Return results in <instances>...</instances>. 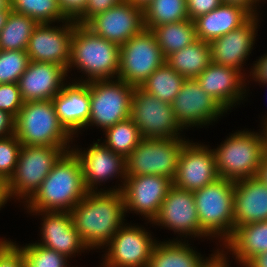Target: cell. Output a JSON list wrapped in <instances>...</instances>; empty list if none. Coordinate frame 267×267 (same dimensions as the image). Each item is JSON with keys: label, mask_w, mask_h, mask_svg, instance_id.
<instances>
[{"label": "cell", "mask_w": 267, "mask_h": 267, "mask_svg": "<svg viewBox=\"0 0 267 267\" xmlns=\"http://www.w3.org/2000/svg\"><path fill=\"white\" fill-rule=\"evenodd\" d=\"M234 186L235 181L219 177L193 191L203 239L218 240L220 248L234 233Z\"/></svg>", "instance_id": "5b68a950"}, {"label": "cell", "mask_w": 267, "mask_h": 267, "mask_svg": "<svg viewBox=\"0 0 267 267\" xmlns=\"http://www.w3.org/2000/svg\"><path fill=\"white\" fill-rule=\"evenodd\" d=\"M68 76L58 64L30 61L17 82L23 102L52 100L71 78Z\"/></svg>", "instance_id": "603a6c76"}, {"label": "cell", "mask_w": 267, "mask_h": 267, "mask_svg": "<svg viewBox=\"0 0 267 267\" xmlns=\"http://www.w3.org/2000/svg\"><path fill=\"white\" fill-rule=\"evenodd\" d=\"M172 186V180L160 175L127 176L121 189L126 214L152 222Z\"/></svg>", "instance_id": "2e32d148"}, {"label": "cell", "mask_w": 267, "mask_h": 267, "mask_svg": "<svg viewBox=\"0 0 267 267\" xmlns=\"http://www.w3.org/2000/svg\"><path fill=\"white\" fill-rule=\"evenodd\" d=\"M195 79L227 112L248 99L249 80L237 69L211 62Z\"/></svg>", "instance_id": "7402d4cb"}, {"label": "cell", "mask_w": 267, "mask_h": 267, "mask_svg": "<svg viewBox=\"0 0 267 267\" xmlns=\"http://www.w3.org/2000/svg\"><path fill=\"white\" fill-rule=\"evenodd\" d=\"M28 214L40 216V239L37 244L53 249L72 260V257L90 250L81 240L74 228L70 212L67 211H26ZM33 213V214H32ZM42 217V218H41ZM40 241V242H39ZM77 253V254H76ZM80 253V254H79Z\"/></svg>", "instance_id": "44dd1931"}, {"label": "cell", "mask_w": 267, "mask_h": 267, "mask_svg": "<svg viewBox=\"0 0 267 267\" xmlns=\"http://www.w3.org/2000/svg\"><path fill=\"white\" fill-rule=\"evenodd\" d=\"M12 10H3L0 11V32L3 29V27L5 26L7 19L10 15Z\"/></svg>", "instance_id": "816d5d0a"}, {"label": "cell", "mask_w": 267, "mask_h": 267, "mask_svg": "<svg viewBox=\"0 0 267 267\" xmlns=\"http://www.w3.org/2000/svg\"><path fill=\"white\" fill-rule=\"evenodd\" d=\"M23 253L26 267H70L69 258L36 242L18 245ZM68 262V263H67Z\"/></svg>", "instance_id": "d590c367"}, {"label": "cell", "mask_w": 267, "mask_h": 267, "mask_svg": "<svg viewBox=\"0 0 267 267\" xmlns=\"http://www.w3.org/2000/svg\"><path fill=\"white\" fill-rule=\"evenodd\" d=\"M213 251L200 267H231L230 256L222 248L218 247Z\"/></svg>", "instance_id": "f6af8a7d"}, {"label": "cell", "mask_w": 267, "mask_h": 267, "mask_svg": "<svg viewBox=\"0 0 267 267\" xmlns=\"http://www.w3.org/2000/svg\"><path fill=\"white\" fill-rule=\"evenodd\" d=\"M102 133H104L105 139L101 142L114 153L123 156L125 159L142 140L139 129L131 118L110 126Z\"/></svg>", "instance_id": "836d02e7"}, {"label": "cell", "mask_w": 267, "mask_h": 267, "mask_svg": "<svg viewBox=\"0 0 267 267\" xmlns=\"http://www.w3.org/2000/svg\"><path fill=\"white\" fill-rule=\"evenodd\" d=\"M262 128L264 130L265 133V137H266V146H267V121H265L262 125Z\"/></svg>", "instance_id": "9f6ffc18"}, {"label": "cell", "mask_w": 267, "mask_h": 267, "mask_svg": "<svg viewBox=\"0 0 267 267\" xmlns=\"http://www.w3.org/2000/svg\"><path fill=\"white\" fill-rule=\"evenodd\" d=\"M252 16L241 7L221 3L217 8L194 20L196 36L210 42L245 24Z\"/></svg>", "instance_id": "484cf974"}, {"label": "cell", "mask_w": 267, "mask_h": 267, "mask_svg": "<svg viewBox=\"0 0 267 267\" xmlns=\"http://www.w3.org/2000/svg\"><path fill=\"white\" fill-rule=\"evenodd\" d=\"M218 178L213 149L207 144L189 140L181 151L173 186L195 191Z\"/></svg>", "instance_id": "d6986e66"}, {"label": "cell", "mask_w": 267, "mask_h": 267, "mask_svg": "<svg viewBox=\"0 0 267 267\" xmlns=\"http://www.w3.org/2000/svg\"><path fill=\"white\" fill-rule=\"evenodd\" d=\"M23 104L17 83L0 84V110L16 118Z\"/></svg>", "instance_id": "f35d334b"}, {"label": "cell", "mask_w": 267, "mask_h": 267, "mask_svg": "<svg viewBox=\"0 0 267 267\" xmlns=\"http://www.w3.org/2000/svg\"><path fill=\"white\" fill-rule=\"evenodd\" d=\"M261 16H252L245 24L209 42L211 62L239 70L246 78L244 65L255 49Z\"/></svg>", "instance_id": "ffe728a7"}, {"label": "cell", "mask_w": 267, "mask_h": 267, "mask_svg": "<svg viewBox=\"0 0 267 267\" xmlns=\"http://www.w3.org/2000/svg\"><path fill=\"white\" fill-rule=\"evenodd\" d=\"M223 4H229L245 9L251 16L261 15L257 9L261 0H221Z\"/></svg>", "instance_id": "7dc6e473"}, {"label": "cell", "mask_w": 267, "mask_h": 267, "mask_svg": "<svg viewBox=\"0 0 267 267\" xmlns=\"http://www.w3.org/2000/svg\"><path fill=\"white\" fill-rule=\"evenodd\" d=\"M130 118L142 138L173 139L185 136L176 121L172 104L161 101L140 86L133 91Z\"/></svg>", "instance_id": "30bf717a"}, {"label": "cell", "mask_w": 267, "mask_h": 267, "mask_svg": "<svg viewBox=\"0 0 267 267\" xmlns=\"http://www.w3.org/2000/svg\"><path fill=\"white\" fill-rule=\"evenodd\" d=\"M150 225L164 227L175 235L177 233L180 238L176 236L173 240L202 239L203 229L200 227L193 191L172 186Z\"/></svg>", "instance_id": "5bb4252c"}, {"label": "cell", "mask_w": 267, "mask_h": 267, "mask_svg": "<svg viewBox=\"0 0 267 267\" xmlns=\"http://www.w3.org/2000/svg\"><path fill=\"white\" fill-rule=\"evenodd\" d=\"M12 10L31 17L38 23L68 21L59 8L58 0H11Z\"/></svg>", "instance_id": "e575fe53"}, {"label": "cell", "mask_w": 267, "mask_h": 267, "mask_svg": "<svg viewBox=\"0 0 267 267\" xmlns=\"http://www.w3.org/2000/svg\"><path fill=\"white\" fill-rule=\"evenodd\" d=\"M244 267H267V252L254 256Z\"/></svg>", "instance_id": "681fc988"}, {"label": "cell", "mask_w": 267, "mask_h": 267, "mask_svg": "<svg viewBox=\"0 0 267 267\" xmlns=\"http://www.w3.org/2000/svg\"><path fill=\"white\" fill-rule=\"evenodd\" d=\"M9 239L0 237V267H26L22 249Z\"/></svg>", "instance_id": "ab89813d"}, {"label": "cell", "mask_w": 267, "mask_h": 267, "mask_svg": "<svg viewBox=\"0 0 267 267\" xmlns=\"http://www.w3.org/2000/svg\"><path fill=\"white\" fill-rule=\"evenodd\" d=\"M71 146L22 145L13 176L8 181L10 197L23 205Z\"/></svg>", "instance_id": "52a82bcc"}, {"label": "cell", "mask_w": 267, "mask_h": 267, "mask_svg": "<svg viewBox=\"0 0 267 267\" xmlns=\"http://www.w3.org/2000/svg\"><path fill=\"white\" fill-rule=\"evenodd\" d=\"M258 83V85L260 86V85H262V86H266L267 87V82H257ZM262 120H260L261 122V125L265 122V121H267V113H266V115L265 116H262V118H261Z\"/></svg>", "instance_id": "11a10c76"}, {"label": "cell", "mask_w": 267, "mask_h": 267, "mask_svg": "<svg viewBox=\"0 0 267 267\" xmlns=\"http://www.w3.org/2000/svg\"><path fill=\"white\" fill-rule=\"evenodd\" d=\"M38 25L31 17L11 11L0 32V50L26 51L28 41Z\"/></svg>", "instance_id": "1f68e13d"}, {"label": "cell", "mask_w": 267, "mask_h": 267, "mask_svg": "<svg viewBox=\"0 0 267 267\" xmlns=\"http://www.w3.org/2000/svg\"><path fill=\"white\" fill-rule=\"evenodd\" d=\"M90 89L89 127H100L104 132L110 126L130 118L135 86L121 79L86 82Z\"/></svg>", "instance_id": "ba28073f"}, {"label": "cell", "mask_w": 267, "mask_h": 267, "mask_svg": "<svg viewBox=\"0 0 267 267\" xmlns=\"http://www.w3.org/2000/svg\"><path fill=\"white\" fill-rule=\"evenodd\" d=\"M256 177H258L263 183L267 185V151L263 156L261 166Z\"/></svg>", "instance_id": "f907efd6"}, {"label": "cell", "mask_w": 267, "mask_h": 267, "mask_svg": "<svg viewBox=\"0 0 267 267\" xmlns=\"http://www.w3.org/2000/svg\"><path fill=\"white\" fill-rule=\"evenodd\" d=\"M11 200L12 198L10 197L8 190V181L4 177H0V210Z\"/></svg>", "instance_id": "c3c4849f"}, {"label": "cell", "mask_w": 267, "mask_h": 267, "mask_svg": "<svg viewBox=\"0 0 267 267\" xmlns=\"http://www.w3.org/2000/svg\"><path fill=\"white\" fill-rule=\"evenodd\" d=\"M52 103L60 123L76 140L89 121L91 104L88 84L68 80Z\"/></svg>", "instance_id": "cb8c5ba5"}, {"label": "cell", "mask_w": 267, "mask_h": 267, "mask_svg": "<svg viewBox=\"0 0 267 267\" xmlns=\"http://www.w3.org/2000/svg\"><path fill=\"white\" fill-rule=\"evenodd\" d=\"M172 108L176 121L183 130L212 125L229 114L200 87L196 79H185L172 102Z\"/></svg>", "instance_id": "9a60e30c"}, {"label": "cell", "mask_w": 267, "mask_h": 267, "mask_svg": "<svg viewBox=\"0 0 267 267\" xmlns=\"http://www.w3.org/2000/svg\"><path fill=\"white\" fill-rule=\"evenodd\" d=\"M165 62L154 34L144 29L120 46L117 78L132 86H141Z\"/></svg>", "instance_id": "8fae6325"}, {"label": "cell", "mask_w": 267, "mask_h": 267, "mask_svg": "<svg viewBox=\"0 0 267 267\" xmlns=\"http://www.w3.org/2000/svg\"><path fill=\"white\" fill-rule=\"evenodd\" d=\"M21 146L15 134L0 138V177L7 181L15 172Z\"/></svg>", "instance_id": "74e56055"}, {"label": "cell", "mask_w": 267, "mask_h": 267, "mask_svg": "<svg viewBox=\"0 0 267 267\" xmlns=\"http://www.w3.org/2000/svg\"><path fill=\"white\" fill-rule=\"evenodd\" d=\"M234 231L242 225L267 220V185L258 177L235 181Z\"/></svg>", "instance_id": "d4e9b609"}, {"label": "cell", "mask_w": 267, "mask_h": 267, "mask_svg": "<svg viewBox=\"0 0 267 267\" xmlns=\"http://www.w3.org/2000/svg\"><path fill=\"white\" fill-rule=\"evenodd\" d=\"M121 1L123 0H88L85 12L76 23L85 25L91 18L116 6Z\"/></svg>", "instance_id": "60d3db41"}, {"label": "cell", "mask_w": 267, "mask_h": 267, "mask_svg": "<svg viewBox=\"0 0 267 267\" xmlns=\"http://www.w3.org/2000/svg\"><path fill=\"white\" fill-rule=\"evenodd\" d=\"M102 263L100 262V267H110L103 259H101Z\"/></svg>", "instance_id": "6f0895ef"}, {"label": "cell", "mask_w": 267, "mask_h": 267, "mask_svg": "<svg viewBox=\"0 0 267 267\" xmlns=\"http://www.w3.org/2000/svg\"><path fill=\"white\" fill-rule=\"evenodd\" d=\"M166 63L186 79H195L211 64L209 42L198 39L169 55Z\"/></svg>", "instance_id": "f1b7e54d"}, {"label": "cell", "mask_w": 267, "mask_h": 267, "mask_svg": "<svg viewBox=\"0 0 267 267\" xmlns=\"http://www.w3.org/2000/svg\"><path fill=\"white\" fill-rule=\"evenodd\" d=\"M221 3V0H187L189 19L194 21L196 18L214 10Z\"/></svg>", "instance_id": "b9f144b4"}, {"label": "cell", "mask_w": 267, "mask_h": 267, "mask_svg": "<svg viewBox=\"0 0 267 267\" xmlns=\"http://www.w3.org/2000/svg\"><path fill=\"white\" fill-rule=\"evenodd\" d=\"M73 145L71 150L81 162L83 182L87 191H121L127 177L126 162L123 156L106 147L101 139H97V142L94 141L87 148ZM114 177L120 181L118 186L115 184L109 189L100 188L103 186L102 184L109 182V179L114 180Z\"/></svg>", "instance_id": "7c38bea8"}, {"label": "cell", "mask_w": 267, "mask_h": 267, "mask_svg": "<svg viewBox=\"0 0 267 267\" xmlns=\"http://www.w3.org/2000/svg\"><path fill=\"white\" fill-rule=\"evenodd\" d=\"M132 224L126 221L101 251L110 267H147L157 238L142 225Z\"/></svg>", "instance_id": "4fadbf2b"}, {"label": "cell", "mask_w": 267, "mask_h": 267, "mask_svg": "<svg viewBox=\"0 0 267 267\" xmlns=\"http://www.w3.org/2000/svg\"><path fill=\"white\" fill-rule=\"evenodd\" d=\"M250 66L249 83L250 81L254 82H267V53L258 57ZM252 67V68H251Z\"/></svg>", "instance_id": "ee69618b"}, {"label": "cell", "mask_w": 267, "mask_h": 267, "mask_svg": "<svg viewBox=\"0 0 267 267\" xmlns=\"http://www.w3.org/2000/svg\"><path fill=\"white\" fill-rule=\"evenodd\" d=\"M79 158L70 150L54 165L35 194L22 206L27 211H67L85 197Z\"/></svg>", "instance_id": "7a4b0ae2"}, {"label": "cell", "mask_w": 267, "mask_h": 267, "mask_svg": "<svg viewBox=\"0 0 267 267\" xmlns=\"http://www.w3.org/2000/svg\"><path fill=\"white\" fill-rule=\"evenodd\" d=\"M29 62L26 51L0 50V84L17 83Z\"/></svg>", "instance_id": "8d00e7d4"}, {"label": "cell", "mask_w": 267, "mask_h": 267, "mask_svg": "<svg viewBox=\"0 0 267 267\" xmlns=\"http://www.w3.org/2000/svg\"><path fill=\"white\" fill-rule=\"evenodd\" d=\"M150 30L154 34L165 58L198 40L195 23L190 19L162 24L152 27Z\"/></svg>", "instance_id": "f546056e"}, {"label": "cell", "mask_w": 267, "mask_h": 267, "mask_svg": "<svg viewBox=\"0 0 267 267\" xmlns=\"http://www.w3.org/2000/svg\"><path fill=\"white\" fill-rule=\"evenodd\" d=\"M85 26L120 47L145 29L143 8L123 0L91 18Z\"/></svg>", "instance_id": "e0dca14e"}, {"label": "cell", "mask_w": 267, "mask_h": 267, "mask_svg": "<svg viewBox=\"0 0 267 267\" xmlns=\"http://www.w3.org/2000/svg\"><path fill=\"white\" fill-rule=\"evenodd\" d=\"M259 132L237 130L213 148L220 178L238 181L256 177L265 152L266 137L261 126Z\"/></svg>", "instance_id": "277c9868"}, {"label": "cell", "mask_w": 267, "mask_h": 267, "mask_svg": "<svg viewBox=\"0 0 267 267\" xmlns=\"http://www.w3.org/2000/svg\"><path fill=\"white\" fill-rule=\"evenodd\" d=\"M137 6L144 7L146 6L151 0H129Z\"/></svg>", "instance_id": "db71d44e"}, {"label": "cell", "mask_w": 267, "mask_h": 267, "mask_svg": "<svg viewBox=\"0 0 267 267\" xmlns=\"http://www.w3.org/2000/svg\"><path fill=\"white\" fill-rule=\"evenodd\" d=\"M15 134V118L8 112L0 110V138Z\"/></svg>", "instance_id": "bcb514c9"}, {"label": "cell", "mask_w": 267, "mask_h": 267, "mask_svg": "<svg viewBox=\"0 0 267 267\" xmlns=\"http://www.w3.org/2000/svg\"><path fill=\"white\" fill-rule=\"evenodd\" d=\"M119 50L118 45L94 34L85 25L76 24L70 43L67 74L71 73L72 69L82 72L84 76L72 80L76 82L116 79Z\"/></svg>", "instance_id": "3957f363"}, {"label": "cell", "mask_w": 267, "mask_h": 267, "mask_svg": "<svg viewBox=\"0 0 267 267\" xmlns=\"http://www.w3.org/2000/svg\"><path fill=\"white\" fill-rule=\"evenodd\" d=\"M143 15L147 30L162 24L189 19L187 0H151L143 7Z\"/></svg>", "instance_id": "d6a6232c"}, {"label": "cell", "mask_w": 267, "mask_h": 267, "mask_svg": "<svg viewBox=\"0 0 267 267\" xmlns=\"http://www.w3.org/2000/svg\"><path fill=\"white\" fill-rule=\"evenodd\" d=\"M70 215L89 250H102L126 223L127 216L121 191H88Z\"/></svg>", "instance_id": "6da1fadb"}, {"label": "cell", "mask_w": 267, "mask_h": 267, "mask_svg": "<svg viewBox=\"0 0 267 267\" xmlns=\"http://www.w3.org/2000/svg\"><path fill=\"white\" fill-rule=\"evenodd\" d=\"M185 137L173 139L142 138L125 159L126 176L160 175L174 180Z\"/></svg>", "instance_id": "9c48e42d"}, {"label": "cell", "mask_w": 267, "mask_h": 267, "mask_svg": "<svg viewBox=\"0 0 267 267\" xmlns=\"http://www.w3.org/2000/svg\"><path fill=\"white\" fill-rule=\"evenodd\" d=\"M12 10L11 0H0V11Z\"/></svg>", "instance_id": "f5cc1de1"}, {"label": "cell", "mask_w": 267, "mask_h": 267, "mask_svg": "<svg viewBox=\"0 0 267 267\" xmlns=\"http://www.w3.org/2000/svg\"><path fill=\"white\" fill-rule=\"evenodd\" d=\"M221 248L244 267L254 256L267 252V220L239 226Z\"/></svg>", "instance_id": "4316f807"}, {"label": "cell", "mask_w": 267, "mask_h": 267, "mask_svg": "<svg viewBox=\"0 0 267 267\" xmlns=\"http://www.w3.org/2000/svg\"><path fill=\"white\" fill-rule=\"evenodd\" d=\"M159 241L155 243L147 267H200L208 258L190 246L189 239Z\"/></svg>", "instance_id": "83f0119b"}, {"label": "cell", "mask_w": 267, "mask_h": 267, "mask_svg": "<svg viewBox=\"0 0 267 267\" xmlns=\"http://www.w3.org/2000/svg\"><path fill=\"white\" fill-rule=\"evenodd\" d=\"M88 0H58L62 14L71 21H77L85 12Z\"/></svg>", "instance_id": "7bdbcfd3"}, {"label": "cell", "mask_w": 267, "mask_h": 267, "mask_svg": "<svg viewBox=\"0 0 267 267\" xmlns=\"http://www.w3.org/2000/svg\"><path fill=\"white\" fill-rule=\"evenodd\" d=\"M61 23V24H60ZM38 23L26 48L30 61L54 63L66 70L70 61V43L75 21Z\"/></svg>", "instance_id": "ac0fdd59"}, {"label": "cell", "mask_w": 267, "mask_h": 267, "mask_svg": "<svg viewBox=\"0 0 267 267\" xmlns=\"http://www.w3.org/2000/svg\"><path fill=\"white\" fill-rule=\"evenodd\" d=\"M15 135L22 145L72 146L74 141L60 123L52 100L25 102L15 118Z\"/></svg>", "instance_id": "8992f818"}, {"label": "cell", "mask_w": 267, "mask_h": 267, "mask_svg": "<svg viewBox=\"0 0 267 267\" xmlns=\"http://www.w3.org/2000/svg\"><path fill=\"white\" fill-rule=\"evenodd\" d=\"M185 79L165 62L140 87L161 101L172 104Z\"/></svg>", "instance_id": "4dcf8cb0"}]
</instances>
